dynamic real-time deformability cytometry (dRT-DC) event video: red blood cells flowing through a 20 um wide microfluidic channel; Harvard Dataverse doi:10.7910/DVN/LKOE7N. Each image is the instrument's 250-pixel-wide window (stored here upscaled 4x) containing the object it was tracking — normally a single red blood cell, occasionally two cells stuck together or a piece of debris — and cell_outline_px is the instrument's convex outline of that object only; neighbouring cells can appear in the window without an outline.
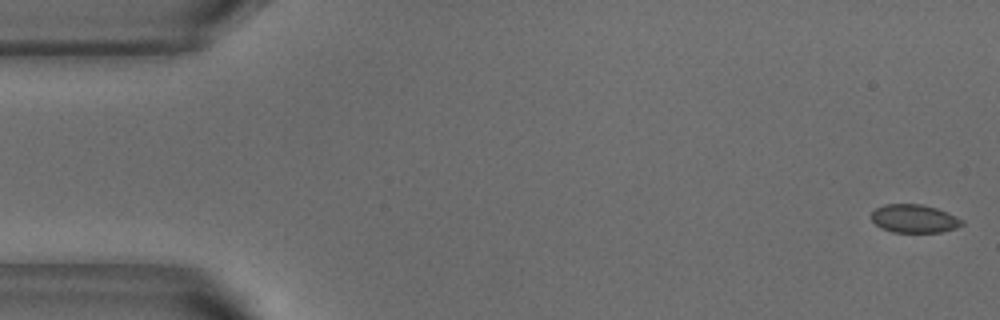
{"species": "common noctule bat (a hibernating species)", "species_latin": "Nyctalus noctula", "temperature_condition": "warm", "stored_images_in_passage": 49, "camera_frame_rate_fps": 3000, "um_per_image_px": 0.085, "animal": {"sex": "male", "body_mass_g": 18.8}, "frame": {"image": 1, "passage_image": 1, "time_ms": 0.0, "image_size_px": [1000, 320], "cell_outline_px": [[964, 224], [956, 228], [940, 232], [892, 232], [880, 228], [872, 220], [872, 212], [876, 208], [884, 204], [920, 204], [936, 208], [956, 216], [964, 220]], "centroid_in_image_um": [77.71, 18.59], "position_along_channel_um": 7.3, "area_um2": 14.91}}
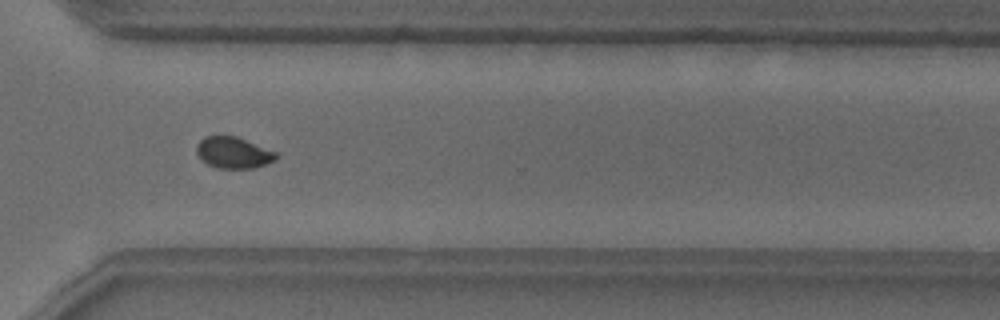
{"frame": {"image": 2, "passage_image": 38, "time_ms": 12.333, "image_size_px": [1000, 320], "cell_outline_px": [[280, 156], [276, 160], [256, 168], [216, 168], [200, 160], [196, 152], [196, 144], [204, 136], [236, 136], [276, 152]], "centroid_in_image_um": [19.83, 12.98], "position_along_channel_um": 350.8, "area_um2": 14.68}}
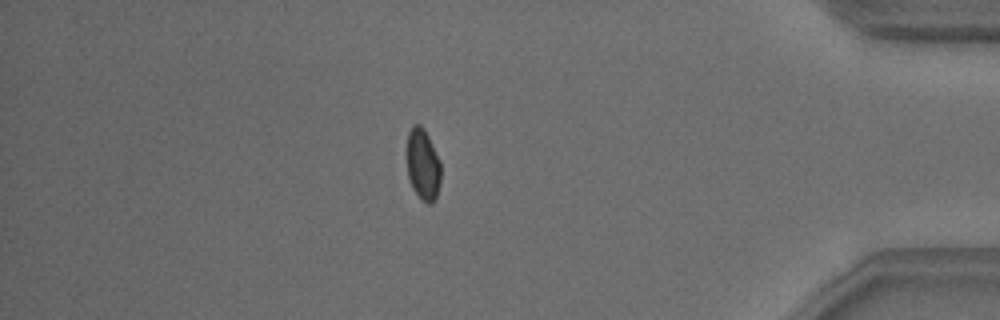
{"frame": {"image": 3, "passage_image": 45, "time_ms": 14.667, "image_size_px": [1000, 320], "cell_outline_px": [[440, 180], [436, 196], [432, 204], [428, 204], [412, 188], [408, 180], [408, 132], [412, 124], [420, 124], [424, 128], [440, 160]], "centroid_in_image_um": [35.95, 13.96], "position_along_channel_um": 399.3, "area_um2": 13.93}, "authors_computed_cell_mechanics": {"area_um2": 14.9124, "velocity_mm_per_s": 3.8127, "shape_relaxation_time_tau1_ms": 8.9053, "shape_relaxation_time_tau2_ms": null, "deformation_change_tau1": 0.1485, "deformation_change_tau2": null}}